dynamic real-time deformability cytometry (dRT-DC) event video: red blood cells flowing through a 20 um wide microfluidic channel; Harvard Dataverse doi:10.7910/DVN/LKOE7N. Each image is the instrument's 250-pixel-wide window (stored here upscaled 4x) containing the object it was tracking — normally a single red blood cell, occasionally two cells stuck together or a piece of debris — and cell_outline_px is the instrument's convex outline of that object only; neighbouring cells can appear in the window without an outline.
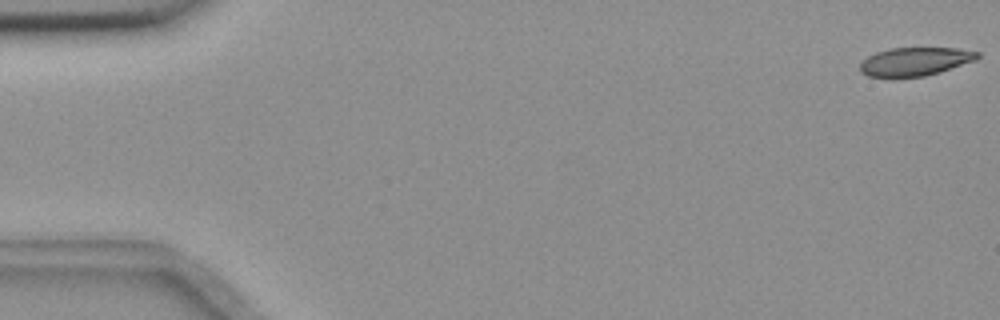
{"species": "common noctule bat (a hibernating species)", "species_latin": "Nyctalus noctula", "temperature_condition": "room temperature", "stored_images_in_passage": 4, "camera_frame_rate_fps": 3000, "um_per_image_px": 0.085, "animal": {"sex": "female", "body_mass_g": 18.4}, "frame": {"image": 1, "passage_image": 1, "time_ms": 0.0, "image_size_px": [1000, 320], "cell_outline_px": [[980, 56], [976, 60], [924, 76], [868, 76], [860, 72], [860, 64], [868, 56], [876, 52], [888, 48], [956, 48], [980, 52]], "centroid_in_image_um": [77.78, 5.21], "position_along_channel_um": 7.2, "area_um2": 19.07}}
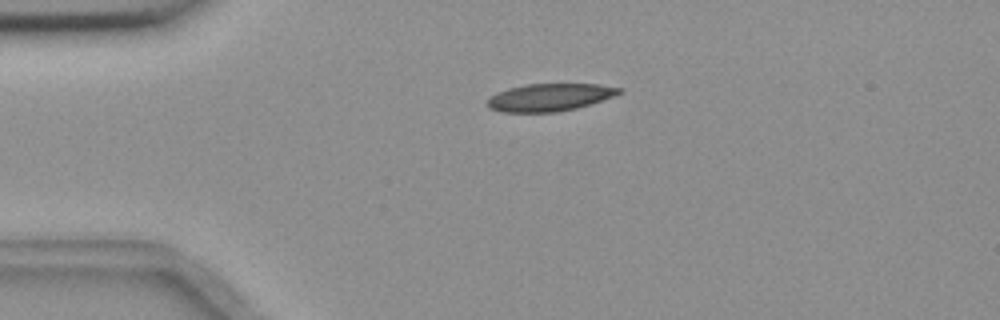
{"frame": {"image": 2, "passage_image": 4, "time_ms": 1.0, "image_size_px": [1000, 320], "cell_outline_px": [[624, 92], [576, 108], [556, 112], [500, 112], [488, 108], [488, 100], [492, 96], [508, 88], [528, 84], [596, 84], [624, 88]], "centroid_in_image_um": [46.73, 8.27], "position_along_channel_um": 38.3, "area_um2": 20.87}}